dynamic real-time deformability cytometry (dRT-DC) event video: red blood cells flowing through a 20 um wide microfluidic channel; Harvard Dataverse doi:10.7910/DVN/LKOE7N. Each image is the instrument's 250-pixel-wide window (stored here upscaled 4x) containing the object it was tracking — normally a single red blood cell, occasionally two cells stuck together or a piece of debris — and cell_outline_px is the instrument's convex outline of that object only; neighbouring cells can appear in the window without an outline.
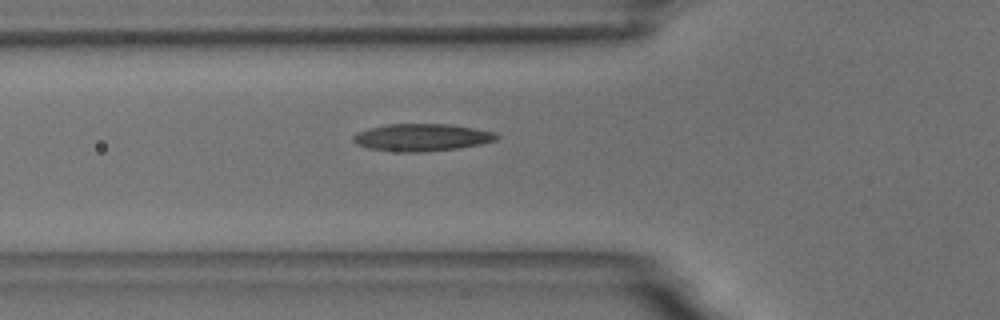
{"species": "common noctule bat (a hibernating species)", "species_latin": "Nyctalus noctula", "temperature_condition": "room temperature", "stored_images_in_passage": 39, "camera_frame_rate_fps": 3000, "um_per_image_px": 0.085, "animal": {"sex": "male", "body_mass_g": 18.8}, "frame": {"image": 1, "passage_image": 8, "time_ms": 2.333, "image_size_px": [1000, 320], "cell_outline_px": [[500, 136], [496, 140], [480, 144], [460, 148], [424, 152], [404, 152], [368, 148], [356, 144], [352, 140], [352, 136], [356, 132], [368, 128], [388, 124], [452, 124], [476, 128], [496, 132]], "centroid_in_image_um": [35.87, 11.67], "position_along_channel_um": 89.9, "area_um2": 23.06}}
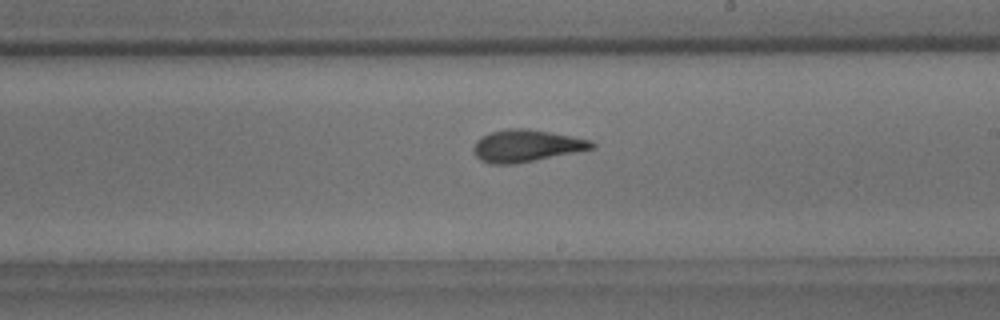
{"frame": {"image": 2, "passage_image": 21, "time_ms": 6.667, "image_size_px": [1000, 320], "cell_outline_px": [[596, 148], [516, 164], [492, 164], [480, 160], [476, 156], [472, 148], [476, 140], [480, 136], [488, 132], [508, 128], [528, 128], [572, 136], [592, 140], [596, 144]], "centroid_in_image_um": [44.72, 12.38], "position_along_channel_um": 244.3, "area_um2": 22.43}}
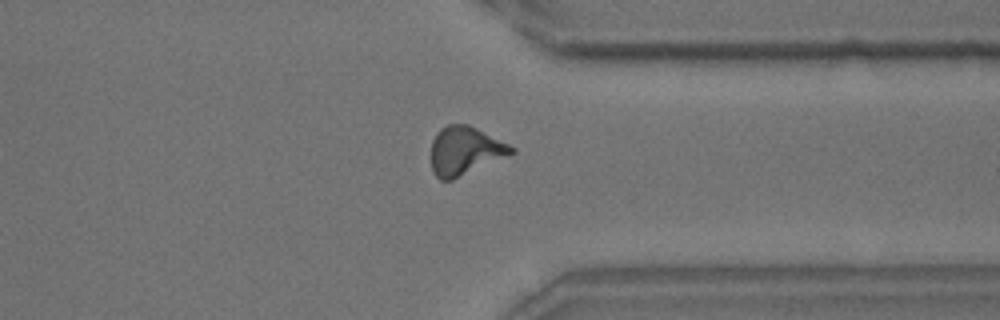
{"frame": {"image": 3, "passage_image": 32, "time_ms": 10.333, "image_size_px": [1000, 320], "cell_outline_px": [[516, 152], [452, 180], [440, 180], [436, 176], [432, 168], [432, 140], [436, 132], [440, 128], [448, 124], [468, 124], [516, 148]], "centroid_in_image_um": [39.51, 12.81], "position_along_channel_um": 371.9, "area_um2": 22.43}}